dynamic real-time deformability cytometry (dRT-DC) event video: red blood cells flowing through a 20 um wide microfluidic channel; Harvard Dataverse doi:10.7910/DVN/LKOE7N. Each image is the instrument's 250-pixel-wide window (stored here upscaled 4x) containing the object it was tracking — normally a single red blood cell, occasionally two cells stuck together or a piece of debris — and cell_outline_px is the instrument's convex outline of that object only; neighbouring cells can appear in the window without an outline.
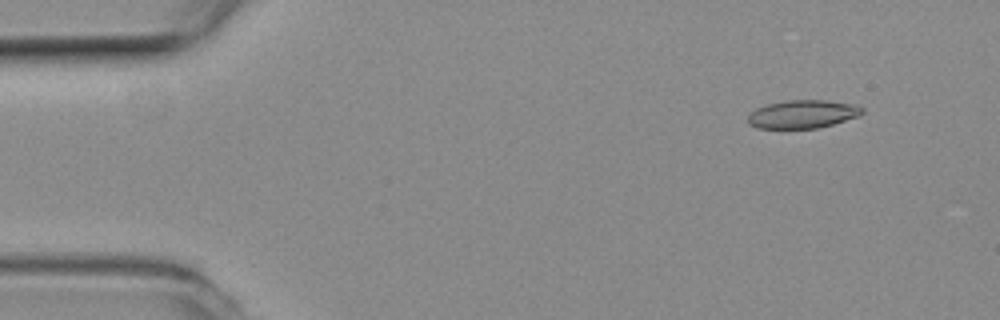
{"species": "common noctule bat (a hibernating species)", "species_latin": "Nyctalus noctula", "temperature_condition": "room temperature", "stored_images_in_passage": 54, "camera_frame_rate_fps": 3000, "um_per_image_px": 0.085, "animal": {"sex": "female", "body_mass_g": 19.3, "forearm_length_mm": 54.1}, "frame": {"image": 1, "passage_image": 5, "time_ms": 1.333, "image_size_px": [1000, 320], "cell_outline_px": [[864, 112], [860, 116], [832, 124], [816, 128], [756, 128], [748, 124], [748, 116], [756, 108], [768, 104], [788, 100], [824, 100], [852, 104], [864, 108]], "centroid_in_image_um": [68.23, 9.7], "position_along_channel_um": 16.8, "area_um2": 18.67}}
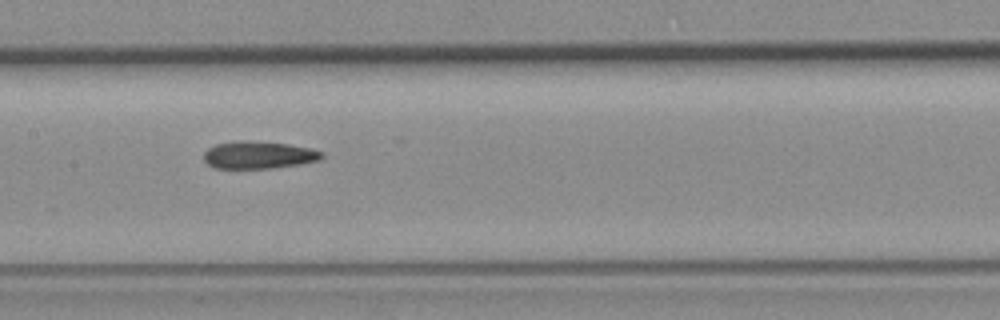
{"frame": {"image": 2, "passage_image": 26, "time_ms": 8.333, "image_size_px": [1000, 320], "cell_outline_px": [[324, 156], [320, 160], [272, 168], [212, 168], [204, 160], [204, 152], [208, 148], [216, 144], [236, 140], [240, 140], [284, 144], [308, 148], [324, 152]], "centroid_in_image_um": [21.93, 13.18], "position_along_channel_um": 185.5, "area_um2": 18.61}}
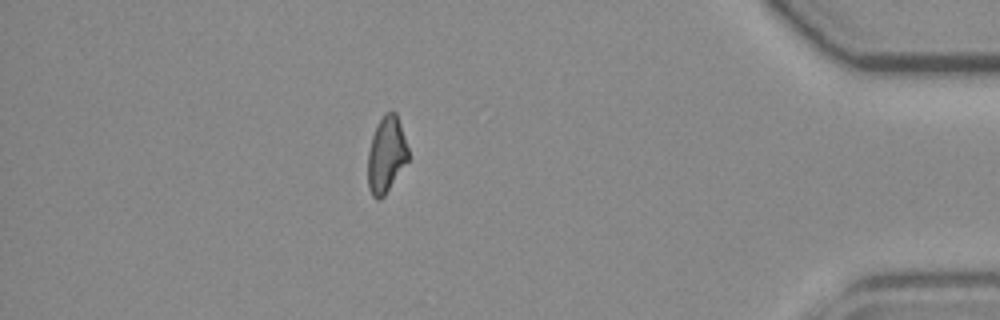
{"frame": {"image": 3, "passage_image": 47, "time_ms": 15.333, "image_size_px": [1000, 320], "cell_outline_px": [[408, 160], [384, 196], [380, 200], [376, 200], [372, 196], [368, 188], [368, 152], [372, 136], [384, 112], [392, 108], [396, 112], [408, 148]], "centroid_in_image_um": [32.82, 13.14], "position_along_channel_um": 402.4, "area_um2": 17.92}, "authors_computed_cell_mechanics": {"area_um2": 18.7561, "velocity_mm_per_s": 3.7833, "shape_relaxation_time_tau1_ms": null, "shape_relaxation_time_tau2_ms": 3.0683, "deformation_change_tau1": null, "deformation_change_tau2": 0.118}}